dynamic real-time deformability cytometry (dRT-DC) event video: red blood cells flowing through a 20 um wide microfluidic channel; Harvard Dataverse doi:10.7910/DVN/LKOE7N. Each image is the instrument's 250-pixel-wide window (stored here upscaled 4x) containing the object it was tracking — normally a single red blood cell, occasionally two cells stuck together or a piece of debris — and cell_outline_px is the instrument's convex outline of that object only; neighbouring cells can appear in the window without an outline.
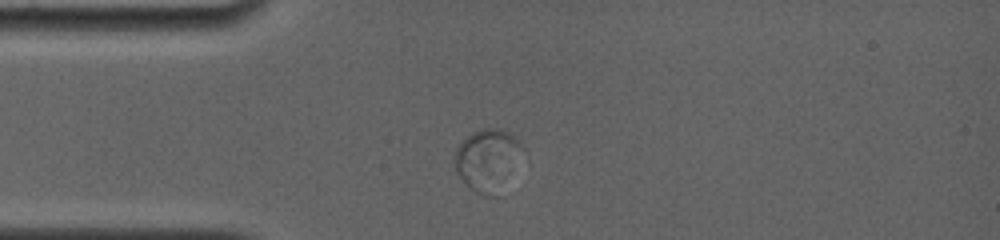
{"species": "common noctule bat (a hibernating species)", "species_latin": "Nyctalus noctula", "temperature_condition": "room temperature", "stored_images_in_passage": 7, "camera_frame_rate_fps": 4000, "um_per_image_px": 0.085, "animal": {"sex": "female", "body_mass_g": 19.0, "forearm_length_mm": 56.7}, "frame": {"image": 1, "passage_image": 1, "time_ms": 0.0, "image_size_px": [1000, 240], "cell_outline_px": [[528, 164], [480, 192], [476, 192], [468, 188], [464, 184], [456, 172], [456, 148], [472, 132], [488, 128], [504, 128], [528, 152]], "centroid_in_image_um": [41.54, 13.43], "position_along_channel_um": 43.5, "area_um2": 23.64}}
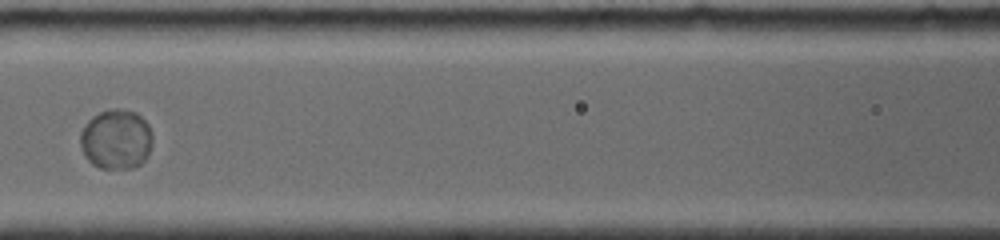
{"frame": {"image": 2, "passage_image": 5, "time_ms": 3.5, "image_size_px": [1000, 240], "cell_outline_px": [[152, 144], [148, 156], [140, 164], [132, 168], [100, 168], [92, 164], [84, 156], [80, 144], [80, 132], [84, 124], [92, 116], [100, 112], [112, 108], [120, 108], [136, 112], [148, 124], [152, 132]], "centroid_in_image_um": [9.87, 11.83], "position_along_channel_um": 156.7, "area_um2": 25.55}}
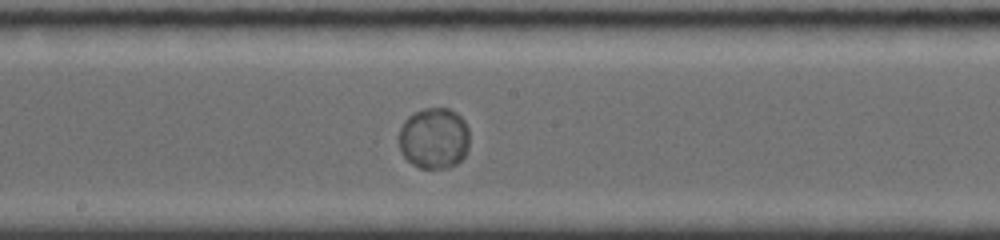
{"frame": {"image": 3, "passage_image": 7, "time_ms": 5.0, "image_size_px": [1000, 240], "cell_outline_px": [[468, 148], [464, 156], [456, 164], [448, 168], [420, 168], [412, 164], [400, 152], [400, 128], [404, 120], [408, 116], [424, 108], [448, 108], [456, 112], [464, 120], [468, 128]], "centroid_in_image_um": [36.89, 11.75], "position_along_channel_um": 211.3, "area_um2": 25.2}}